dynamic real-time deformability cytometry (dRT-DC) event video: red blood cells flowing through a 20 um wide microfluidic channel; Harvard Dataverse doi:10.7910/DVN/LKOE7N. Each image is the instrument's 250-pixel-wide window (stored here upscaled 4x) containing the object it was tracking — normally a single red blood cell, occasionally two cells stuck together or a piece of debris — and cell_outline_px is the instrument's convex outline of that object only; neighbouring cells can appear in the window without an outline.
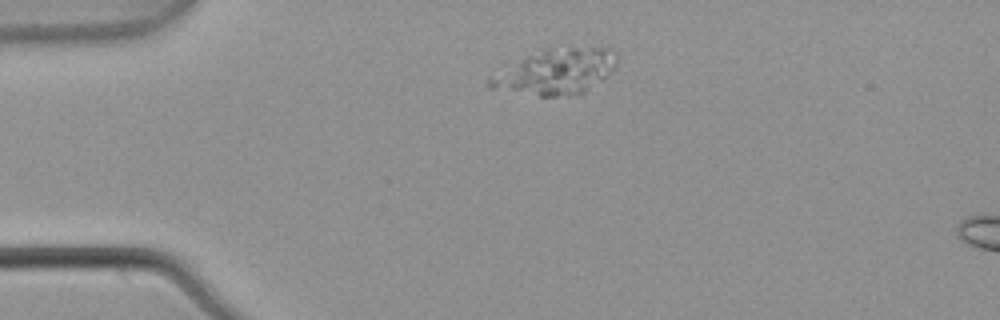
{"species": "common noctule bat (a hibernating species)", "species_latin": "Nyctalus noctula", "temperature_condition": "warm", "stored_images_in_passage": 3, "camera_frame_rate_fps": 3000, "um_per_image_px": 0.085, "animal": {"sex": "male", "body_mass_g": 21.5, "forearm_length_mm": 52.0}, "frame": {"image": 1, "passage_image": 2, "time_ms": 0.333, "image_size_px": [1000, 320], "cell_outline_px": [[616, 68], [608, 76], [580, 96], [540, 96], [488, 88], [488, 76], [544, 48], [612, 48], [616, 52]], "centroid_in_image_um": [47.29, 6.12], "position_along_channel_um": 37.7, "area_um2": 33.76}}
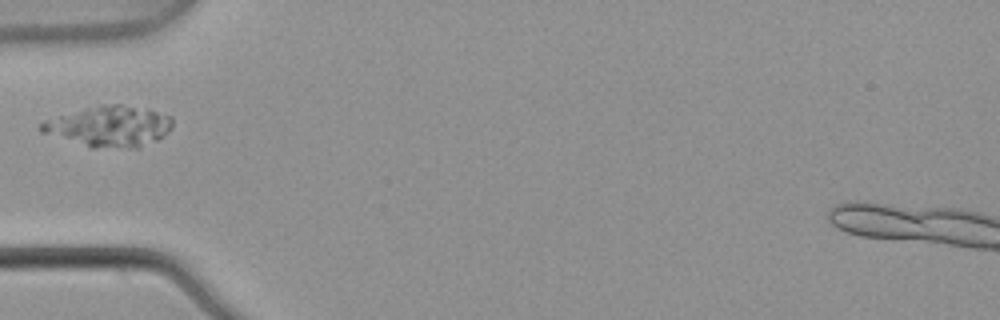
{"frame": {"image": 2, "passage_image": 3, "time_ms": 0.667, "image_size_px": [1000, 320], "cell_outline_px": [[172, 128], [168, 132], [156, 140], [136, 148], [92, 148], [40, 132], [36, 128], [44, 120], [84, 108], [100, 104], [120, 104], [156, 112], [172, 116]], "centroid_in_image_um": [9.24, 10.75], "position_along_channel_um": 75.8, "area_um2": 31.1}}